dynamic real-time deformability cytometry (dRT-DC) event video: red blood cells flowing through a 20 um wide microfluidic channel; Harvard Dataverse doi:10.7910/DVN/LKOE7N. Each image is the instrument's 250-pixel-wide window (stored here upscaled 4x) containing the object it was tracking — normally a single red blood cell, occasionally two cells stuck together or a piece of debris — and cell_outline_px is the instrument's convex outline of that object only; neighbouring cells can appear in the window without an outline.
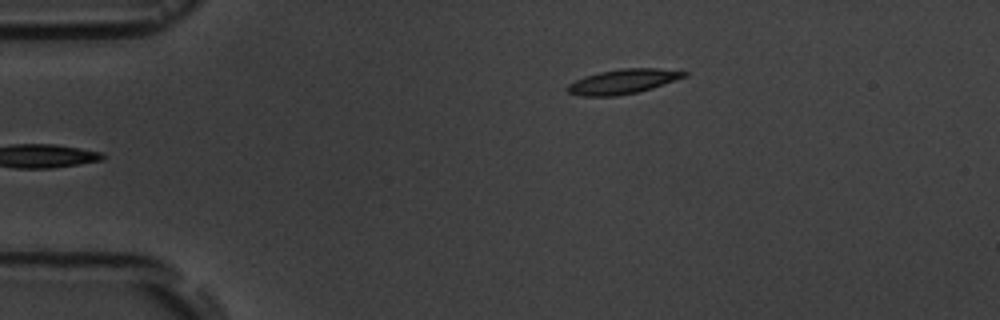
{"species": "common noctule bat (a hibernating species)", "species_latin": "Nyctalus noctula", "temperature_condition": "room temperature", "stored_images_in_passage": 5, "camera_frame_rate_fps": 3000, "um_per_image_px": 0.085, "animal": {"sex": "male", "body_mass_g": 19.5, "forearm_length_mm": 54.6}, "frame": {"image": 1, "passage_image": 5, "time_ms": 5.333, "image_size_px": [1000, 320], "cell_outline_px": [[688, 76], [652, 88], [636, 92], [616, 96], [580, 96], [568, 92], [564, 88], [568, 84], [584, 76], [600, 72], [624, 68], [656, 68], [688, 72]], "centroid_in_image_um": [52.93, 6.93], "position_along_channel_um": 32.1, "area_um2": 16.7}}